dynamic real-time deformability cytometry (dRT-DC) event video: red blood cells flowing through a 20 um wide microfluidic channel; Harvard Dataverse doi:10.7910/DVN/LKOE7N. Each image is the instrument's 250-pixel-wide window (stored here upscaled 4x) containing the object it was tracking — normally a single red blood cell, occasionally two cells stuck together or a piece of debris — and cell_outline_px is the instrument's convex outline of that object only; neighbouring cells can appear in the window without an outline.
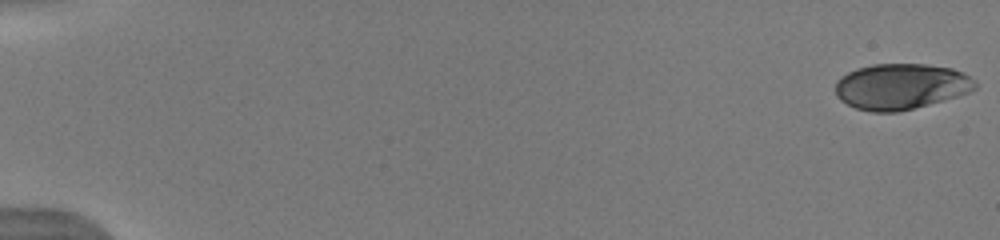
{"species": "human", "species_latin": "Homo sapiens", "temperature_condition": "warm", "stored_images_in_passage": 11, "camera_frame_rate_fps": 3000, "um_per_image_px": 0.085, "donor": {"sex": "male"}, "frame": {"image": 1, "passage_image": 1, "time_ms": 0.0, "image_size_px": [1000, 240], "cell_outline_px": [[976, 88], [968, 92], [956, 96], [928, 104], [896, 112], [872, 112], [856, 108], [840, 100], [836, 96], [836, 80], [840, 76], [856, 68], [872, 64], [924, 64], [952, 68], [964, 72], [976, 84]], "centroid_in_image_um": [76.53, 7.34], "position_along_channel_um": 8.5, "area_um2": 37.11}}